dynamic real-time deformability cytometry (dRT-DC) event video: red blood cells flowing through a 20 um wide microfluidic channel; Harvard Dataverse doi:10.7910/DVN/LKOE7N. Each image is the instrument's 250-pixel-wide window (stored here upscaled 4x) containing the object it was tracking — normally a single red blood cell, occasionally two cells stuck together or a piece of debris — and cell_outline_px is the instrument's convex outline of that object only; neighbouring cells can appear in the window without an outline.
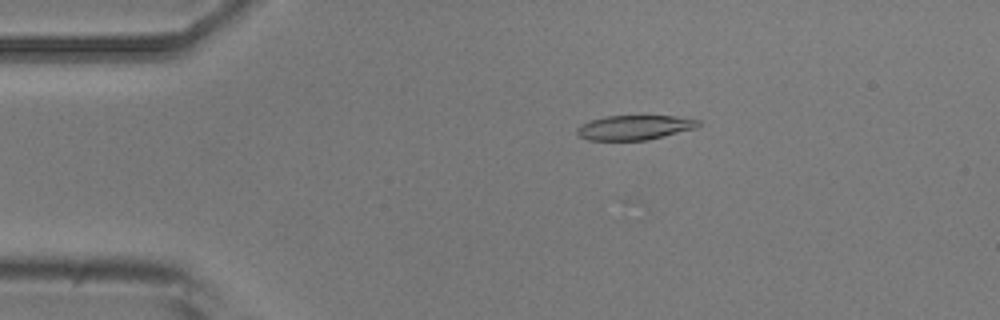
{"species": "common noctule bat (a hibernating species)", "species_latin": "Nyctalus noctula", "temperature_condition": "room temperature", "stored_images_in_passage": 8, "camera_frame_rate_fps": 3000, "um_per_image_px": 0.085, "animal": {"sex": "male", "body_mass_g": 20.5, "forearm_length_mm": 52.5}, "frame": {"image": 1, "passage_image": 1, "time_ms": 0.0, "image_size_px": [1000, 320], "cell_outline_px": [[700, 124], [696, 128], [648, 140], [588, 140], [580, 136], [576, 132], [576, 128], [580, 124], [604, 116], [676, 116], [700, 120]], "centroid_in_image_um": [53.93, 10.83], "position_along_channel_um": 31.1, "area_um2": 17.4}}
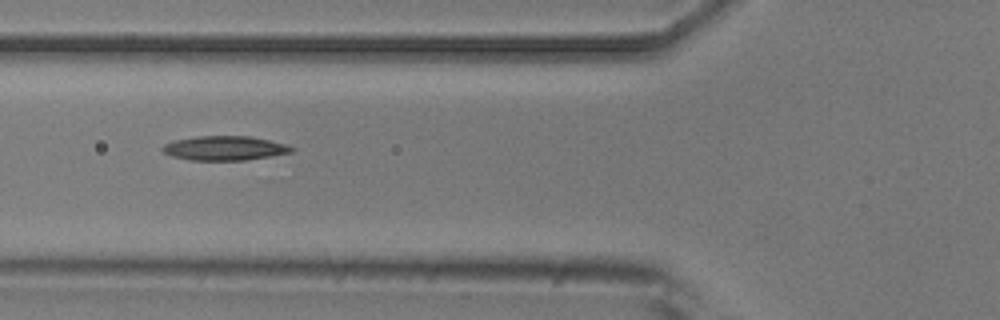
{"frame": {"image": 2, "passage_image": 4, "time_ms": 3.333, "image_size_px": [1000, 320], "cell_outline_px": [[296, 148], [292, 152], [272, 156], [244, 160], [188, 160], [172, 156], [164, 152], [160, 148], [164, 144], [172, 140], [196, 136], [252, 136], [288, 144]], "centroid_in_image_um": [19.11, 12.58], "position_along_channel_um": 106.7, "area_um2": 18.55}}
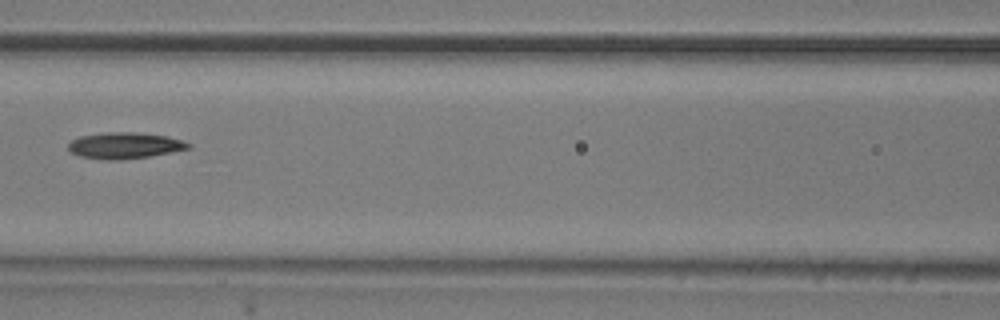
{"frame": {"image": 3, "passage_image": 5, "time_ms": 4.667, "image_size_px": [1000, 320], "cell_outline_px": [[192, 148], [148, 156], [120, 160], [108, 160], [80, 156], [72, 152], [68, 148], [68, 144], [72, 140], [80, 136], [104, 132], [132, 132], [168, 136], [192, 144]], "centroid_in_image_um": [10.6, 12.36], "position_along_channel_um": 156.0, "area_um2": 18.21}}